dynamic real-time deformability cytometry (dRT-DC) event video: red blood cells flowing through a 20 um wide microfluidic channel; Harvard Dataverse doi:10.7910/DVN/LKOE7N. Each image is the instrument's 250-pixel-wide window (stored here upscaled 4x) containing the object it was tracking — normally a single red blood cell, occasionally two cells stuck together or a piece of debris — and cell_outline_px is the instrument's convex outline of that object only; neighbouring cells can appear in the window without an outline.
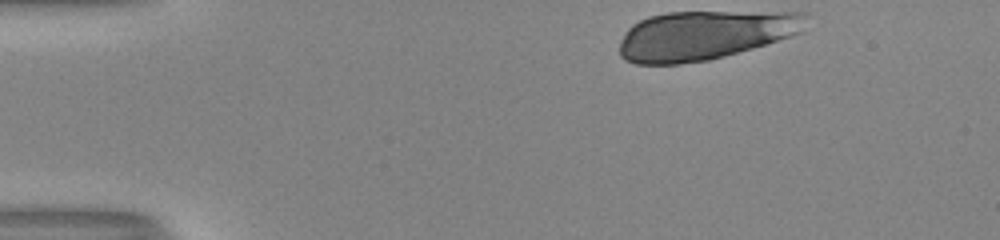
{"species": "human", "species_latin": "Homo sapiens", "temperature_condition": "room temperature", "stored_images_in_passage": 36, "segment_of_instrument_passage": [1, 2], "camera_frame_rate_fps": 3000, "um_per_image_px": 0.085, "donor": {"sex": "male"}, "frame": {"image": 1, "passage_image": 1, "time_ms": 0.0, "image_size_px": [1000, 240], "cell_outline_px": [[808, 12], [804, 32], [752, 48], [724, 56], [708, 60], [680, 64], [636, 64], [624, 60], [620, 56], [620, 40], [628, 28], [632, 24], [648, 16], [668, 12]], "centroid_in_image_um": [59.89, 2.98], "position_along_channel_um": 25.1, "area_um2": 53.64}}